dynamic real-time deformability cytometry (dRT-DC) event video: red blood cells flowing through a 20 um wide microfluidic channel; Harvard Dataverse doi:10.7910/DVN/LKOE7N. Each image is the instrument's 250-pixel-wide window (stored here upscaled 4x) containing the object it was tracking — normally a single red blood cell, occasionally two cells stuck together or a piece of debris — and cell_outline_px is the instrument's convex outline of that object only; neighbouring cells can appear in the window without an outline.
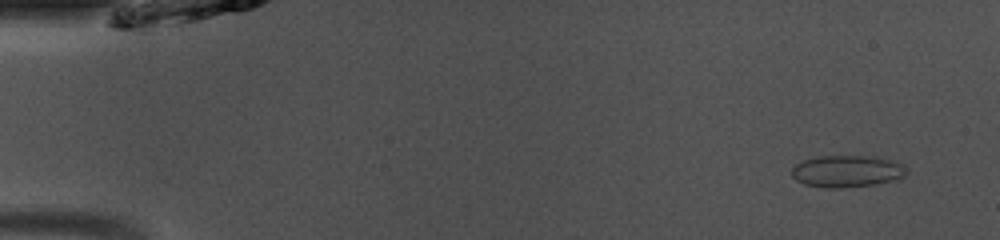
{"species": "common noctule bat (a hibernating species)", "species_latin": "Nyctalus noctula", "temperature_condition": "room temperature", "stored_images_in_passage": 48, "camera_frame_rate_fps": 3000, "um_per_image_px": 0.085, "animal": {"sex": "male", "body_mass_g": 13.0, "forearm_length_mm": 53.1}, "frame": {"image": 1, "passage_image": 3, "time_ms": 0.667, "image_size_px": [1000, 240], "cell_outline_px": [[908, 172], [904, 176], [896, 180], [876, 184], [840, 188], [824, 188], [804, 184], [796, 180], [792, 176], [792, 168], [796, 164], [804, 160], [816, 156], [880, 156], [904, 164], [908, 168]], "centroid_in_image_um": [72.04, 14.55], "position_along_channel_um": 13.0, "area_um2": 21.73}}
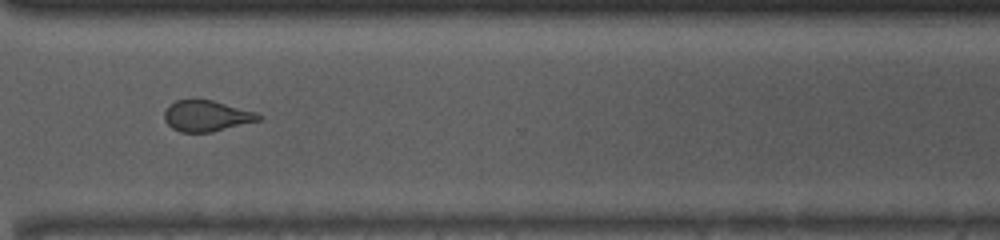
{"frame": {"image": 2, "passage_image": 36, "time_ms": 11.667, "image_size_px": [1000, 240], "cell_outline_px": [[264, 116], [260, 120], [212, 132], [180, 132], [172, 128], [164, 120], [164, 112], [176, 100], [212, 100], [260, 112]], "centroid_in_image_um": [17.62, 9.86], "position_along_channel_um": 353.0, "area_um2": 17.05}}
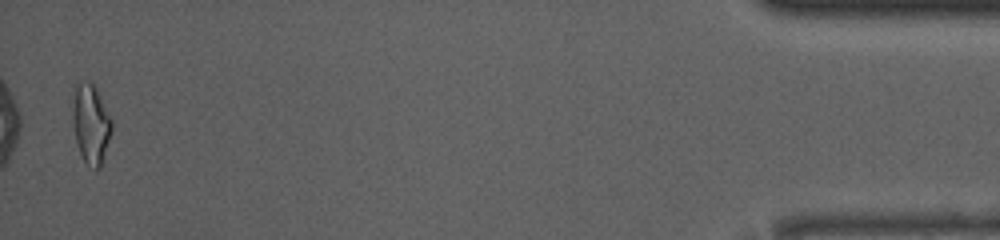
{"frame": {"image": 3, "passage_image": 47, "time_ms": 15.333, "image_size_px": [1000, 240], "cell_outline_px": [[112, 128], [100, 168], [96, 168], [84, 164], [80, 156], [76, 140], [72, 120], [72, 112], [76, 80], [92, 80], [112, 120]], "centroid_in_image_um": [7.7, 10.48], "position_along_channel_um": 427.5, "area_um2": 18.26}, "authors_computed_cell_mechanics": {"area_um2": 18.0047, "velocity_mm_per_s": 4.1099, "shape_relaxation_time_tau1_ms": 8.6317, "shape_relaxation_time_tau2_ms": 1.1647, "deformation_change_tau1": 0.1168, "deformation_change_tau2": 0.0531}}